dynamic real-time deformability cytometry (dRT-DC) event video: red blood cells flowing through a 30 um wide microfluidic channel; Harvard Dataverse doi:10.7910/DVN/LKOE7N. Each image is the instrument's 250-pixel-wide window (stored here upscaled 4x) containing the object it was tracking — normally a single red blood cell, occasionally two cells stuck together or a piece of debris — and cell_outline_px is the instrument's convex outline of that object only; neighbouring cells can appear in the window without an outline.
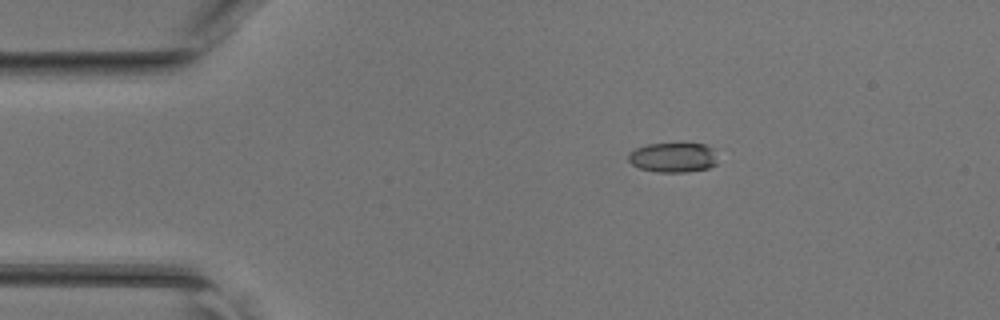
{"species": "common noctule bat (a hibernating species)", "species_latin": "Nyctalus noctula", "temperature_condition": "room temperature", "stored_images_in_passage": 39, "camera_frame_rate_fps": 3000, "um_per_image_px": 0.085, "animal": {"sex": "female", "body_mass_g": 17.0, "forearm_length_mm": 48.0}, "frame": {"image": 1, "passage_image": 1, "time_ms": 0.0, "image_size_px": [1000, 320], "cell_outline_px": [[716, 164], [708, 168], [684, 172], [656, 172], [640, 168], [632, 164], [628, 160], [628, 156], [636, 148], [648, 144], [704, 144], [712, 148]], "centroid_in_image_um": [57.19, 13.39], "position_along_channel_um": 27.8, "area_um2": 15.14}}
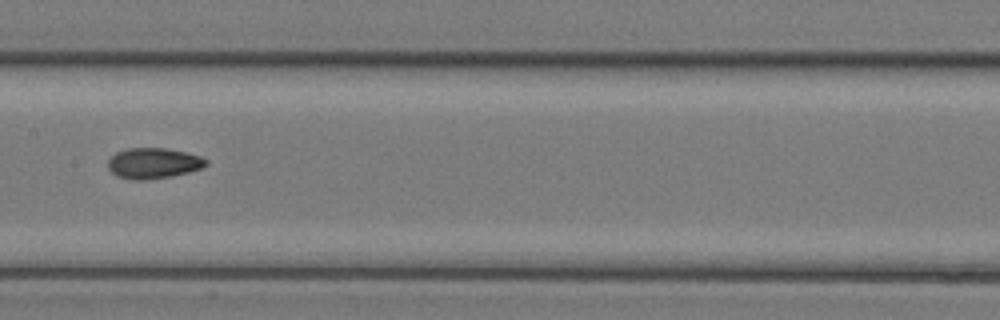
{"frame": {"image": 2, "passage_image": 16, "time_ms": 5.0, "image_size_px": [1000, 320], "cell_outline_px": [[208, 164], [200, 168], [188, 172], [172, 176], [148, 180], [132, 180], [116, 176], [108, 168], [108, 160], [116, 152], [128, 148], [164, 148], [184, 152], [200, 156], [208, 160]], "centroid_in_image_um": [13.02, 13.88], "position_along_channel_um": 194.4, "area_um2": 17.51}}
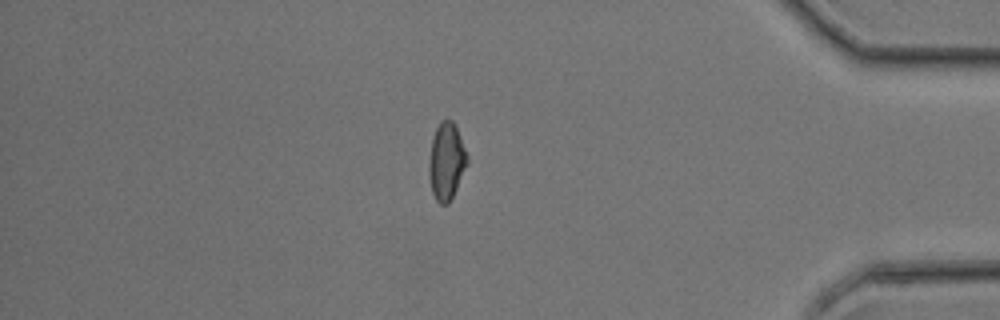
{"frame": {"image": 3, "passage_image": 32, "time_ms": 10.333, "image_size_px": [1000, 320], "cell_outline_px": [[468, 164], [448, 204], [440, 204], [436, 200], [432, 192], [428, 172], [428, 164], [432, 136], [440, 120], [452, 120], [456, 128], [468, 156]], "centroid_in_image_um": [37.93, 13.71], "position_along_channel_um": 397.3, "area_um2": 17.11}}